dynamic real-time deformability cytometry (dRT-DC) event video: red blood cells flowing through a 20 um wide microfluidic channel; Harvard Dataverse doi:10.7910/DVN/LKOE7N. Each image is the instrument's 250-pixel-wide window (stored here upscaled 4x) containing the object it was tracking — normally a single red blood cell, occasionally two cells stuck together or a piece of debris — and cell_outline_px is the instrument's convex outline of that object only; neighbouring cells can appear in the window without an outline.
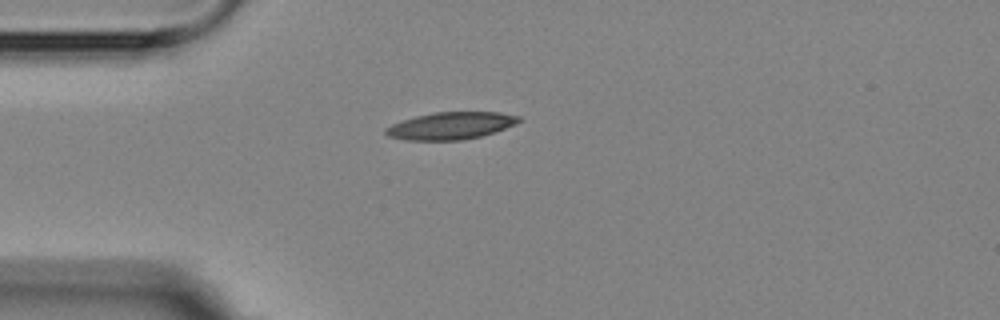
{"species": "Egyptian fruit bat (a non-hibernating species)", "species_latin": "Rousettus aegyptiacus", "temperature_condition": "room temperature", "stored_images_in_passage": 4, "camera_frame_rate_fps": 3000, "um_per_image_px": 0.085, "animal": {"sex": "female"}, "frame": {"image": 1, "passage_image": 4, "time_ms": 4.0, "image_size_px": [1000, 320], "cell_outline_px": [[524, 120], [516, 124], [480, 136], [464, 140], [408, 140], [388, 136], [384, 132], [384, 128], [392, 124], [416, 116], [432, 112], [500, 112], [520, 116]], "centroid_in_image_um": [38.33, 10.68], "position_along_channel_um": 46.7, "area_um2": 21.1}}